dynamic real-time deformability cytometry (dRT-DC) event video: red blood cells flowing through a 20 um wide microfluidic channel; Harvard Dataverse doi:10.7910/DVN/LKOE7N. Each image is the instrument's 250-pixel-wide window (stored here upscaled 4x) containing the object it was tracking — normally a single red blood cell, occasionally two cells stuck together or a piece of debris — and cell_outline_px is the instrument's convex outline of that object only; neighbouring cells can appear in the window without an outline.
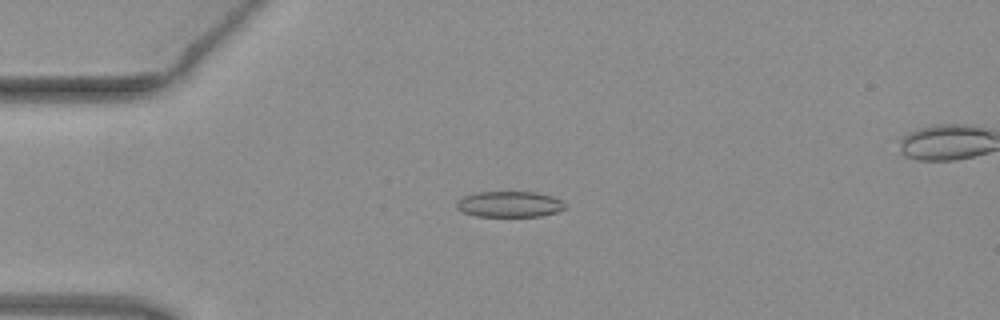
{"species": "common noctule bat (a hibernating species)", "species_latin": "Nyctalus noctula", "temperature_condition": "warm", "stored_images_in_passage": 47, "camera_frame_rate_fps": 3000, "um_per_image_px": 0.085, "animal": {"sex": "female", "body_mass_g": 19.3, "forearm_length_mm": 54.1}, "frame": {"image": 1, "passage_image": 9, "time_ms": 2.667, "image_size_px": [1000, 320], "cell_outline_px": [[568, 208], [556, 212], [540, 216], [476, 216], [464, 212], [456, 208], [456, 204], [464, 196], [476, 192], [536, 192], [552, 196], [560, 200]], "centroid_in_image_um": [43.32, 17.36], "position_along_channel_um": 41.7, "area_um2": 16.24}}
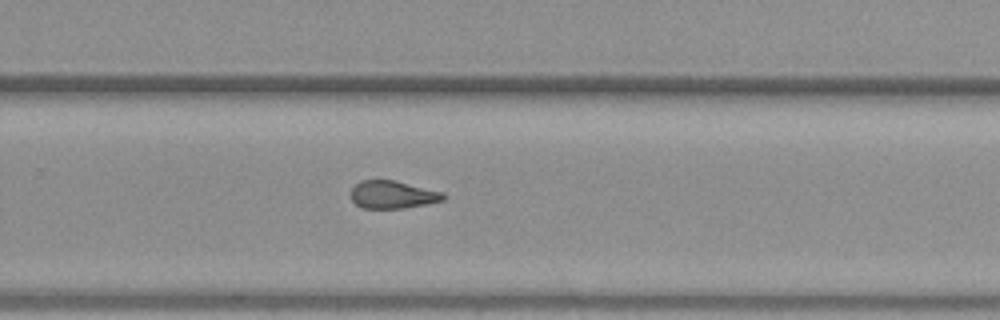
{"frame": {"image": 2, "passage_image": 30, "time_ms": 9.667, "image_size_px": [1000, 320], "cell_outline_px": [[448, 196], [444, 200], [428, 204], [404, 208], [364, 208], [356, 204], [352, 200], [352, 188], [360, 180], [396, 180], [444, 192]], "centroid_in_image_um": [33.44, 16.54], "position_along_channel_um": 296.4, "area_um2": 15.09}}
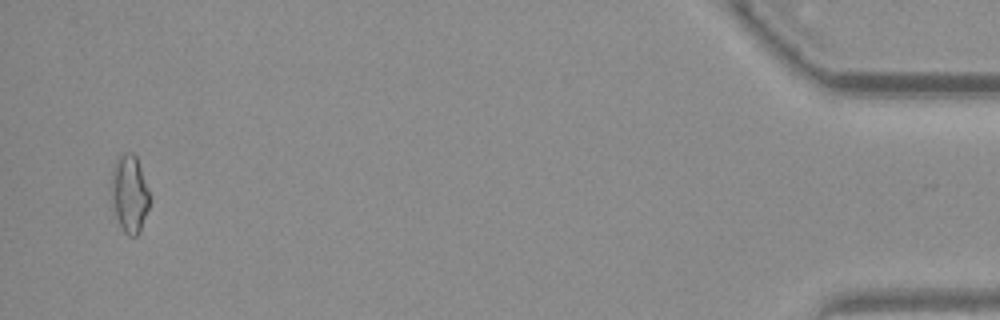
{"frame": {"image": 3, "passage_image": 46, "time_ms": 15.0, "image_size_px": [1000, 320], "cell_outline_px": [[152, 196], [140, 232], [136, 236], [128, 236], [120, 228], [112, 204], [112, 168], [116, 160], [124, 152], [132, 152], [136, 156]], "centroid_in_image_um": [11.03, 16.48], "position_along_channel_um": 424.2, "area_um2": 17.51}, "authors_computed_cell_mechanics": {"area_um2": 16.0684, "velocity_mm_per_s": 4.0319, "shape_relaxation_time_tau1_ms": null, "shape_relaxation_time_tau2_ms": 3.6664, "deformation_change_tau1": null, "deformation_change_tau2": 0.1129}}